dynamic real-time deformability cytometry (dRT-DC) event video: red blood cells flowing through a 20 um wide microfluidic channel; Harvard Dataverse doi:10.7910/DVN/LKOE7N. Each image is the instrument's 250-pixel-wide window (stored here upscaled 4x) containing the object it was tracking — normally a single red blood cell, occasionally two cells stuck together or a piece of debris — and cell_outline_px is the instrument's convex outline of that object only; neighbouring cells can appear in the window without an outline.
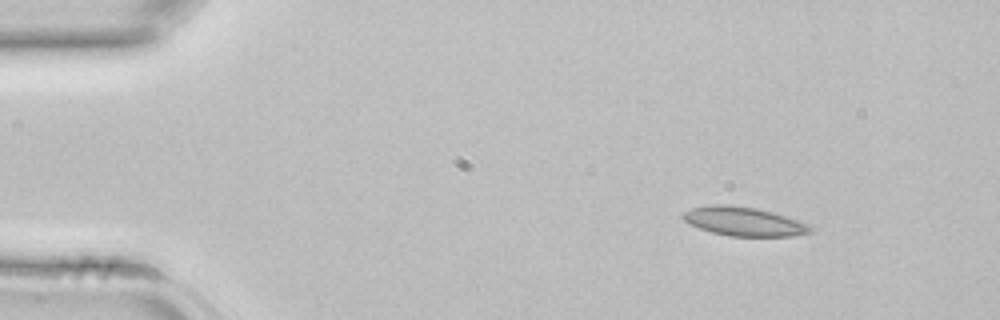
{"species": "common noctule bat (a hibernating species)", "species_latin": "Nyctalus noctula", "temperature_condition": "room temperature", "stored_images_in_passage": 38, "camera_frame_rate_fps": 3000, "um_per_image_px": 0.085, "animal": {"sex": "female", "body_mass_g": 22.7, "forearm_length_mm": 54.2}, "frame": {"image": 1, "passage_image": 1, "time_ms": 0.0, "image_size_px": [1000, 320], "cell_outline_px": [[812, 232], [792, 236], [728, 236], [712, 232], [700, 228], [684, 220], [680, 216], [684, 212], [692, 208], [712, 204], [728, 204], [756, 208], [772, 212], [808, 224], [812, 228]], "centroid_in_image_um": [63.21, 18.82], "position_along_channel_um": 21.8, "area_um2": 21.27}}
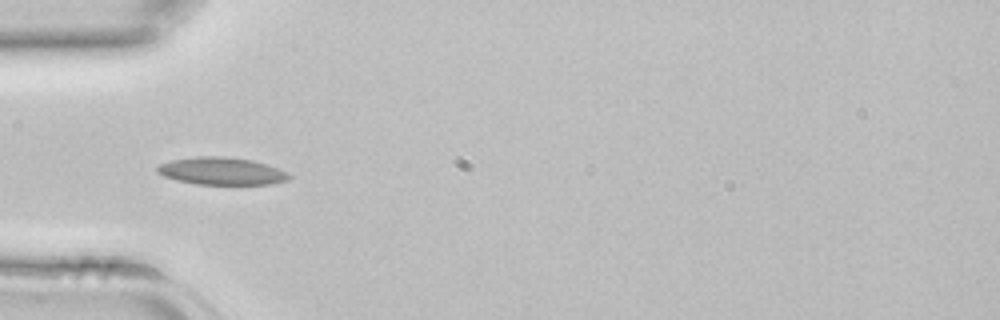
{"frame": {"image": 2, "passage_image": 9, "time_ms": 2.667, "image_size_px": [1000, 320], "cell_outline_px": [[292, 176], [288, 180], [268, 184], [196, 184], [176, 180], [164, 176], [156, 172], [156, 168], [160, 164], [172, 160], [196, 156], [224, 156], [252, 160], [268, 164], [288, 172]], "centroid_in_image_um": [18.84, 14.54], "position_along_channel_um": 66.2, "area_um2": 21.15}}
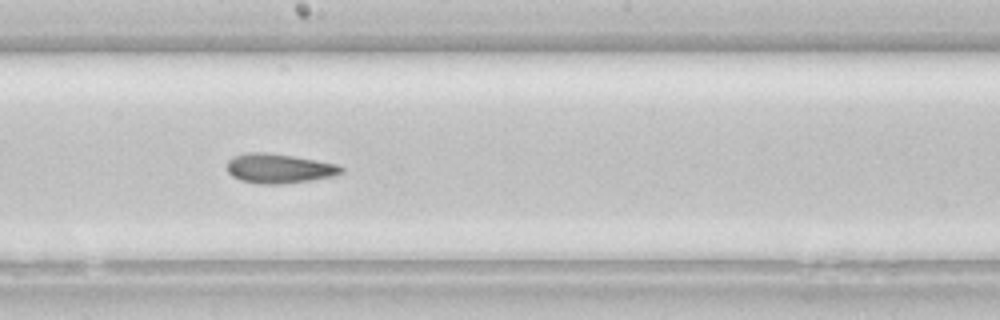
{"frame": {"image": 3, "passage_image": 19, "time_ms": 6.0, "image_size_px": [1000, 320], "cell_outline_px": [[344, 172], [336, 176], [284, 184], [260, 184], [240, 180], [232, 176], [228, 172], [228, 160], [232, 156], [248, 152], [264, 152], [292, 156], [336, 164], [344, 168]], "centroid_in_image_um": [23.72, 14.32], "position_along_channel_um": 224.5, "area_um2": 19.65}}